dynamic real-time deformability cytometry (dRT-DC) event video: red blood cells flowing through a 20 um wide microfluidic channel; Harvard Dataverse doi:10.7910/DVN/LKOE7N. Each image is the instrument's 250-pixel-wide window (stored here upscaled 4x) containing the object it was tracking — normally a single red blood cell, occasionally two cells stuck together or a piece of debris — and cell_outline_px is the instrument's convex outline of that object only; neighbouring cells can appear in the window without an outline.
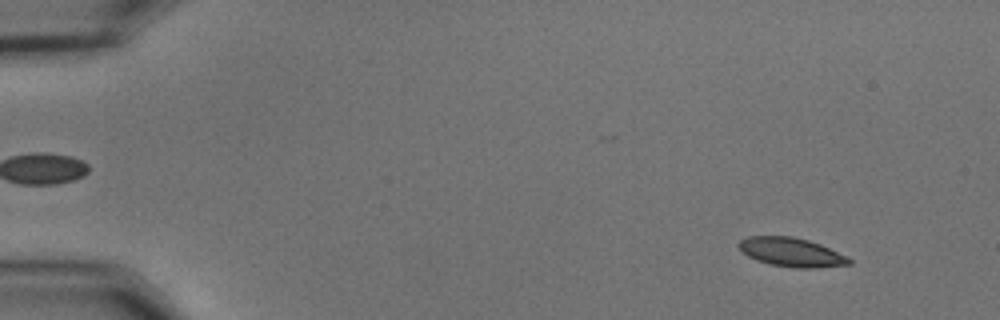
{"species": "common noctule bat (a hibernating species)", "species_latin": "Nyctalus noctula", "temperature_condition": "cold", "stored_images_in_passage": 5, "camera_frame_rate_fps": 3000, "um_per_image_px": 0.085, "animal": {"sex": "male", "body_mass_g": 15.6}, "frame": {"image": 1, "passage_image": 2, "time_ms": 0.333, "image_size_px": [1000, 320], "cell_outline_px": [[852, 264], [816, 268], [792, 268], [768, 264], [756, 260], [748, 256], [736, 244], [740, 240], [748, 236], [792, 236], [808, 240], [820, 244], [848, 256], [852, 260]], "centroid_in_image_um": [67.28, 21.44], "position_along_channel_um": 17.7, "area_um2": 18.79}}